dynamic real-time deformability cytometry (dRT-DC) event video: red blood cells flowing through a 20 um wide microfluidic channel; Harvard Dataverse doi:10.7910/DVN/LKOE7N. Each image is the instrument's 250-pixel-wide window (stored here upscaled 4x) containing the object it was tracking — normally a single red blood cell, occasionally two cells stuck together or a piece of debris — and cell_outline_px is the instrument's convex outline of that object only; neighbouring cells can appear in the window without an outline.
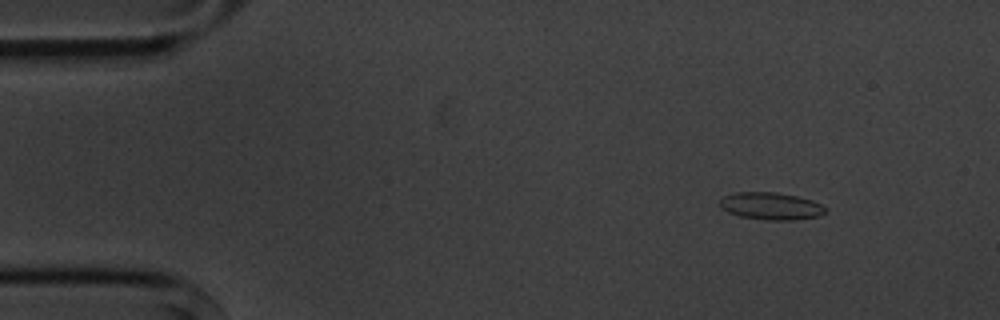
{"species": "common noctule bat (a hibernating species)", "species_latin": "Nyctalus noctula", "temperature_condition": "cold", "stored_images_in_passage": 6, "camera_frame_rate_fps": 3000, "um_per_image_px": 0.085, "animal": {"sex": "male", "body_mass_g": 20.1, "forearm_length_mm": 53.5}, "frame": {"image": 1, "passage_image": 2, "time_ms": 1.0, "image_size_px": [1000, 320], "cell_outline_px": [[828, 212], [820, 216], [796, 220], [768, 220], [740, 216], [728, 212], [720, 208], [720, 200], [724, 196], [736, 192], [776, 192], [796, 196], [812, 200], [820, 204]], "centroid_in_image_um": [65.54, 17.52], "position_along_channel_um": 19.5, "area_um2": 16.82}}
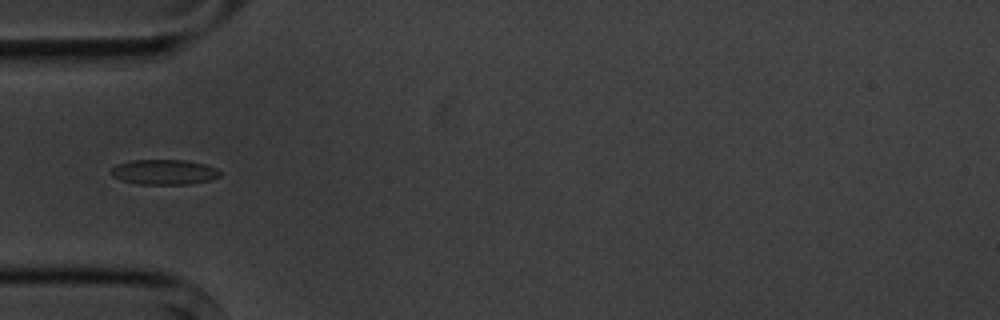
{"frame": {"image": 2, "passage_image": 5, "time_ms": 4.667, "image_size_px": [1000, 320], "cell_outline_px": [[220, 176], [208, 180], [188, 184], [140, 184], [120, 180], [112, 176], [108, 172], [116, 164], [128, 160], [188, 160], [204, 164], [216, 168], [220, 172]], "centroid_in_image_um": [13.89, 14.61], "position_along_channel_um": 71.1, "area_um2": 16.01}}
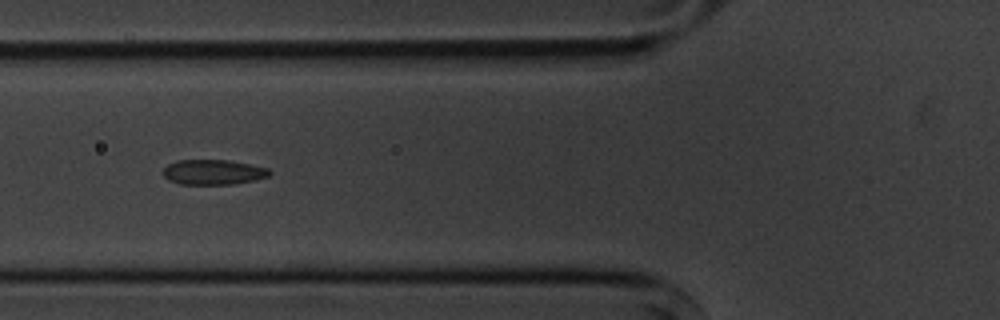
{"frame": {"image": 3, "passage_image": 6, "time_ms": 5.667, "image_size_px": [1000, 320], "cell_outline_px": [[272, 172], [268, 176], [236, 184], [180, 184], [168, 180], [164, 176], [164, 168], [168, 164], [176, 160], [228, 160], [268, 168]], "centroid_in_image_um": [18.1, 14.63], "position_along_channel_um": 107.7, "area_um2": 15.43}}